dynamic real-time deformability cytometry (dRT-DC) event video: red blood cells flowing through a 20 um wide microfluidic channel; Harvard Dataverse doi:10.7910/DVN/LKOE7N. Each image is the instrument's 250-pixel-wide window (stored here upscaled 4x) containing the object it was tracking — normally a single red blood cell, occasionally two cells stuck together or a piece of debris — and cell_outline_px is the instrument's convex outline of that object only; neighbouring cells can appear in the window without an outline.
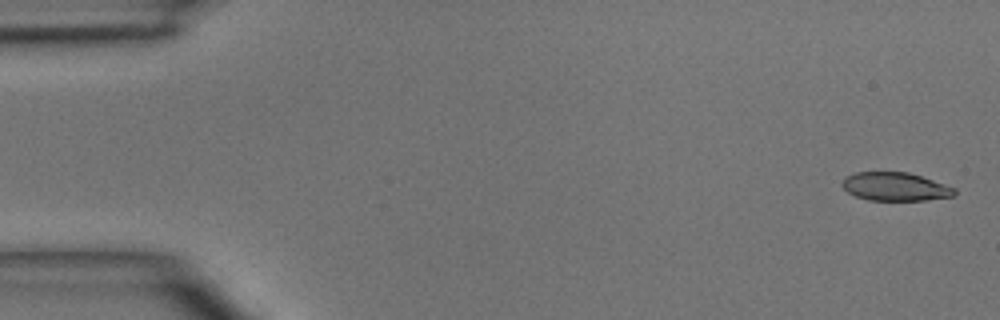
{"species": "common noctule bat (a hibernating species)", "species_latin": "Nyctalus noctula", "temperature_condition": "room temperature", "stored_images_in_passage": 5, "camera_frame_rate_fps": 3000, "um_per_image_px": 0.085, "animal": {"sex": "male", "body_mass_g": 15.6}, "frame": {"image": 1, "passage_image": 1, "time_ms": 0.0, "image_size_px": [1000, 320], "cell_outline_px": [[956, 196], [928, 200], [868, 200], [856, 196], [848, 192], [840, 184], [844, 176], [856, 172], [908, 172], [956, 188]], "centroid_in_image_um": [76.08, 15.86], "position_along_channel_um": 8.9, "area_um2": 18.67}}
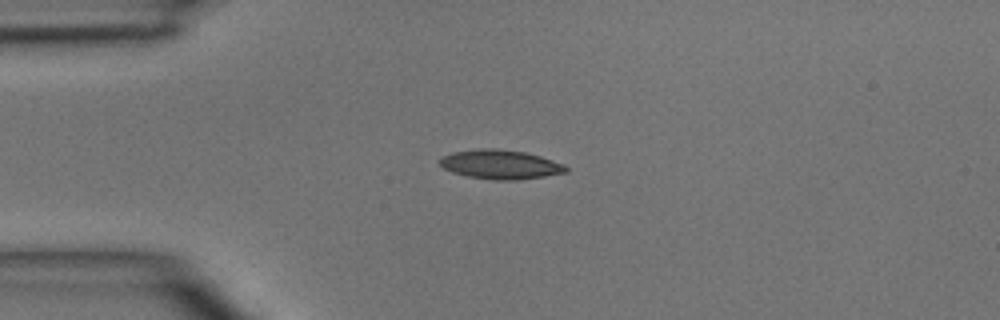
{"frame": {"image": 2, "passage_image": 4, "time_ms": 3.333, "image_size_px": [1000, 320], "cell_outline_px": [[568, 172], [544, 176], [516, 180], [492, 180], [468, 176], [452, 172], [444, 168], [440, 164], [440, 160], [444, 156], [452, 152], [480, 148], [496, 148], [524, 152], [540, 156], [564, 164], [568, 168]], "centroid_in_image_um": [42.55, 13.98], "position_along_channel_um": 42.5, "area_um2": 21.39}}
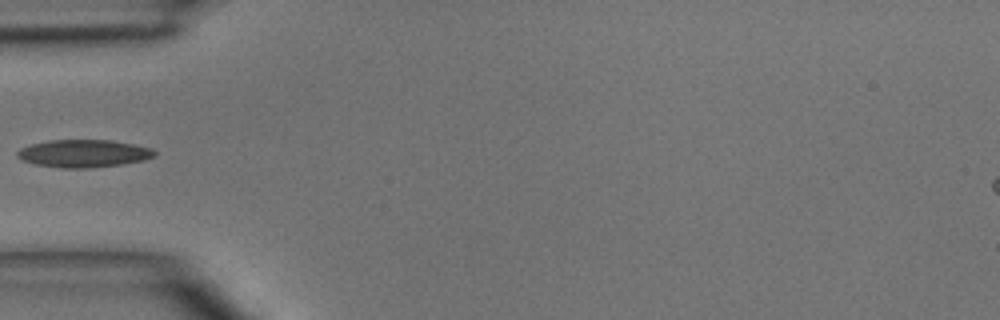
{"frame": {"image": 3, "passage_image": 5, "time_ms": 4.667, "image_size_px": [1000, 320], "cell_outline_px": [[156, 156], [144, 160], [120, 164], [92, 168], [60, 168], [36, 164], [20, 160], [16, 156], [16, 152], [20, 148], [32, 144], [48, 140], [112, 140], [152, 148], [156, 152]], "centroid_in_image_um": [7.09, 13.04], "position_along_channel_um": 77.9, "area_um2": 22.2}}